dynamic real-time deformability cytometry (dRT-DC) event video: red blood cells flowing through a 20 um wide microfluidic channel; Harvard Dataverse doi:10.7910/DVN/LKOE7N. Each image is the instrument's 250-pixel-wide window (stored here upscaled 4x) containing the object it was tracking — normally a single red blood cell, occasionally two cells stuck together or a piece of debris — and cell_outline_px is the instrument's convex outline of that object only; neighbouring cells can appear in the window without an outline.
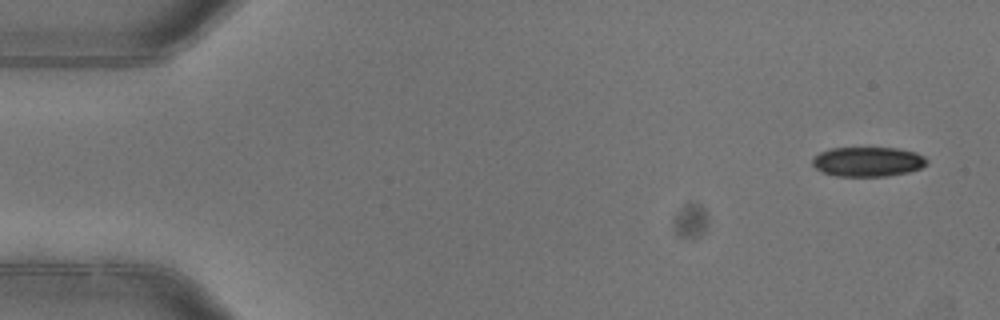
{"species": "common noctule bat (a hibernating species)", "species_latin": "Nyctalus noctula", "temperature_condition": "warm", "stored_images_in_passage": 4, "camera_frame_rate_fps": 3000, "um_per_image_px": 0.085, "animal": {"sex": "female"}, "frame": {"image": 1, "passage_image": 1, "time_ms": 0.0, "image_size_px": [1000, 320], "cell_outline_px": [[928, 164], [920, 168], [908, 172], [888, 176], [836, 176], [824, 172], [816, 168], [812, 164], [812, 160], [820, 152], [832, 148], [896, 148], [916, 152], [924, 156], [928, 160]], "centroid_in_image_um": [73.8, 13.74], "position_along_channel_um": 11.2, "area_um2": 19.71}}
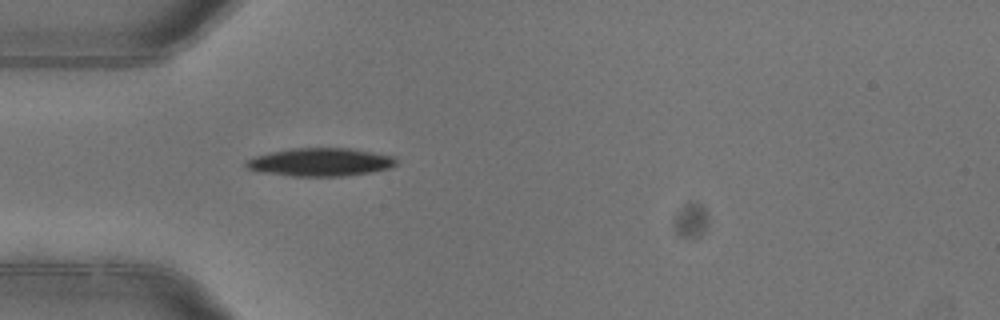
{"frame": {"image": 2, "passage_image": 4, "time_ms": 1.0, "image_size_px": [1000, 320], "cell_outline_px": [[396, 164], [388, 168], [372, 172], [344, 176], [292, 176], [264, 172], [248, 168], [244, 164], [244, 160], [256, 156], [272, 152], [292, 148], [352, 148], [392, 156], [396, 160]], "centroid_in_image_um": [27.23, 13.78], "position_along_channel_um": 57.8, "area_um2": 24.39}}